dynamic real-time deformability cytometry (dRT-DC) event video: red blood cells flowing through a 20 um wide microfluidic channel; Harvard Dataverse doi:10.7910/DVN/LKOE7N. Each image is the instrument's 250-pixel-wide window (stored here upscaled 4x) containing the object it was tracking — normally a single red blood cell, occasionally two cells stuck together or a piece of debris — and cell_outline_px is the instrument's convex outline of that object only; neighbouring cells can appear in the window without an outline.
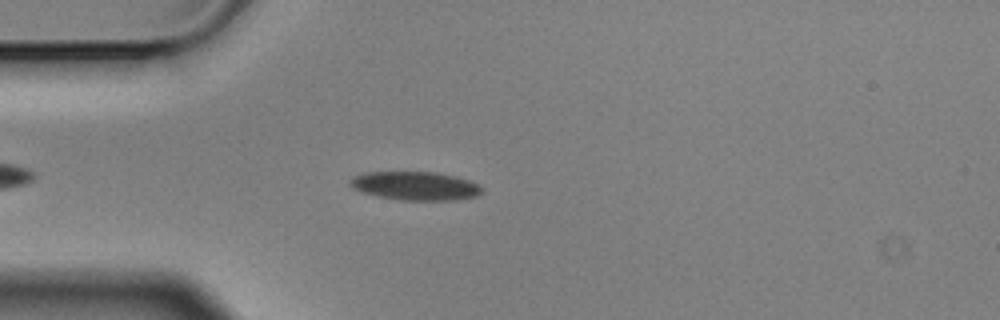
{"species": "Egyptian fruit bat (a non-hibernating species)", "species_latin": "Rousettus aegyptiacus", "temperature_condition": "cold", "stored_images_in_passage": 49, "camera_frame_rate_fps": 3000, "um_per_image_px": 0.085, "animal": {"sex": "male"}, "frame": {"image": 1, "passage_image": 7, "time_ms": 2.0, "image_size_px": [1000, 320], "cell_outline_px": [[480, 192], [476, 196], [452, 200], [400, 200], [380, 196], [364, 192], [352, 188], [348, 184], [356, 176], [364, 172], [436, 172], [456, 176], [468, 180], [476, 184], [480, 188]], "centroid_in_image_um": [35.28, 15.79], "position_along_channel_um": 49.7, "area_um2": 21.56}}
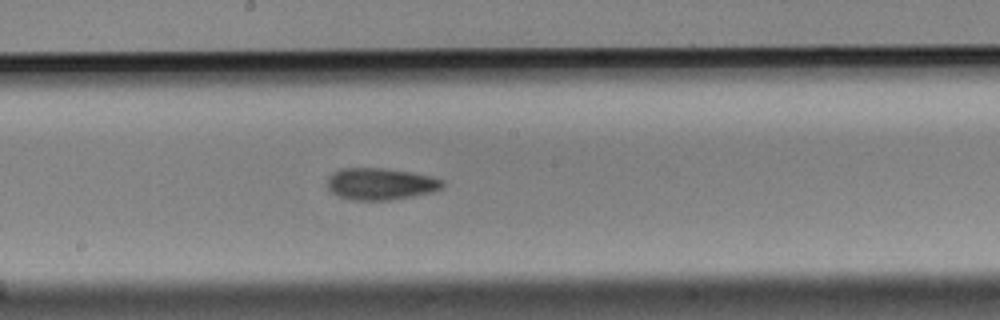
{"frame": {"image": 2, "passage_image": 22, "time_ms": 7.0, "image_size_px": [1000, 320], "cell_outline_px": [[444, 188], [432, 192], [412, 196], [388, 200], [352, 200], [340, 196], [332, 192], [328, 188], [328, 176], [332, 172], [340, 168], [384, 168], [432, 176], [444, 180]], "centroid_in_image_um": [32.36, 15.62], "position_along_channel_um": 215.8, "area_um2": 21.39}}
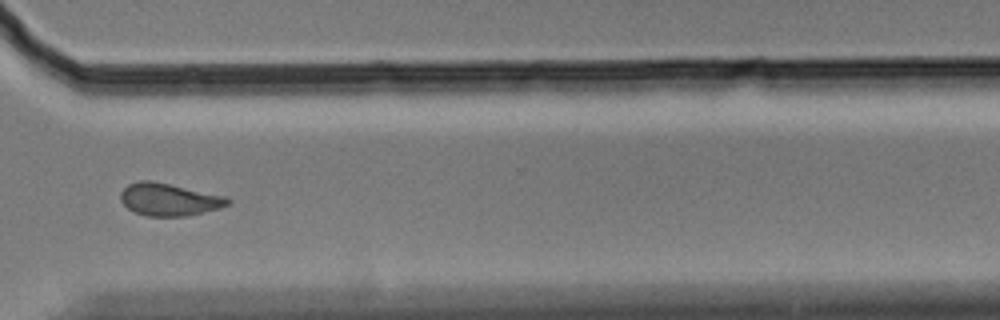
{"frame": {"image": 3, "passage_image": 34, "time_ms": 11.0, "image_size_px": [1000, 320], "cell_outline_px": [[232, 200], [228, 204], [220, 208], [204, 212], [184, 216], [144, 216], [128, 208], [120, 200], [120, 192], [128, 184], [140, 180], [152, 180], [228, 196]], "centroid_in_image_um": [14.38, 16.94], "position_along_channel_um": 356.2, "area_um2": 20.46}, "authors_computed_cell_mechanics": {"area_um2": 20.6924, "velocity_mm_per_s": 3.5227, "shape_relaxation_time_tau1_ms": null, "shape_relaxation_time_tau2_ms": 5.102, "deformation_change_tau1": null, "deformation_change_tau2": 0.1126}}